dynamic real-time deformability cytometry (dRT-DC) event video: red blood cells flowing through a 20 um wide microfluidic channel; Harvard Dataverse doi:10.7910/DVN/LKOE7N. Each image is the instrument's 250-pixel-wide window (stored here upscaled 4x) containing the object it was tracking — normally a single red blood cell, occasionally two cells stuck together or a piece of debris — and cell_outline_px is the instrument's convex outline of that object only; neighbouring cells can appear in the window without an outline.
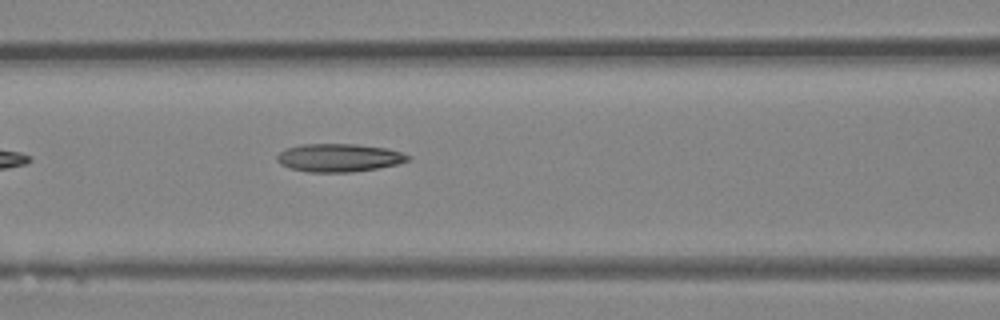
{"species": "Egyptian fruit bat (a non-hibernating species)", "species_latin": "Rousettus aegyptiacus", "temperature_condition": "room temperature", "stored_images_in_passage": 5, "camera_frame_rate_fps": 3000, "um_per_image_px": 0.085, "animal": {"sex": "female"}, "frame": {"image": 1, "passage_image": 5, "time_ms": 1.333, "image_size_px": [1000, 320], "cell_outline_px": [[412, 160], [396, 164], [376, 168], [352, 172], [308, 172], [292, 168], [280, 164], [276, 160], [276, 156], [280, 152], [288, 148], [300, 144], [356, 144], [388, 148], [412, 156]], "centroid_in_image_um": [28.84, 13.4], "position_along_channel_um": 137.8, "area_um2": 21.44}}